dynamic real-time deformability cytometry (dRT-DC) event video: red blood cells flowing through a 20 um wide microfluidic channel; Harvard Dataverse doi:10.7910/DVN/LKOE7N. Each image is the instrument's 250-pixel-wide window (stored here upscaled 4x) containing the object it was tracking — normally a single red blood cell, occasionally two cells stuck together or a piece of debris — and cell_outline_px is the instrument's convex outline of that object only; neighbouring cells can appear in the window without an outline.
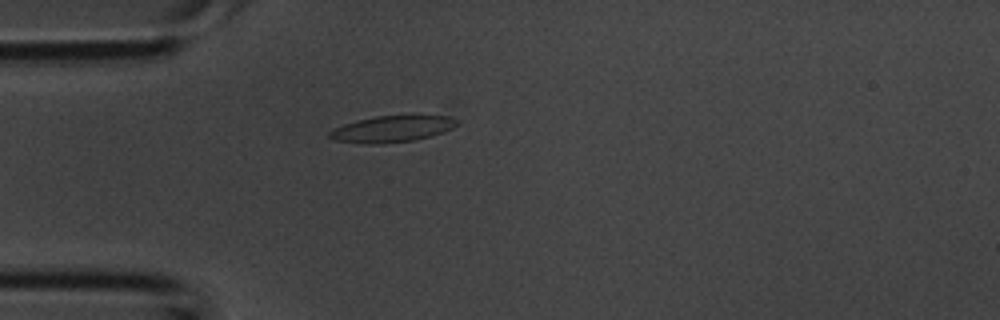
{"species": "common noctule bat (a hibernating species)", "species_latin": "Nyctalus noctula", "temperature_condition": "room temperature", "stored_images_in_passage": 4, "camera_frame_rate_fps": 3000, "um_per_image_px": 0.085, "animal": {"sex": "male", "body_mass_g": 20.1, "forearm_length_mm": 53.5}, "frame": {"image": 1, "passage_image": 4, "time_ms": 1.0, "image_size_px": [1000, 320], "cell_outline_px": [[460, 124], [452, 128], [416, 140], [380, 144], [364, 144], [336, 140], [328, 136], [328, 132], [332, 128], [356, 120], [376, 116], [448, 116], [460, 120]], "centroid_in_image_um": [33.29, 10.96], "position_along_channel_um": 51.7, "area_um2": 19.54}}